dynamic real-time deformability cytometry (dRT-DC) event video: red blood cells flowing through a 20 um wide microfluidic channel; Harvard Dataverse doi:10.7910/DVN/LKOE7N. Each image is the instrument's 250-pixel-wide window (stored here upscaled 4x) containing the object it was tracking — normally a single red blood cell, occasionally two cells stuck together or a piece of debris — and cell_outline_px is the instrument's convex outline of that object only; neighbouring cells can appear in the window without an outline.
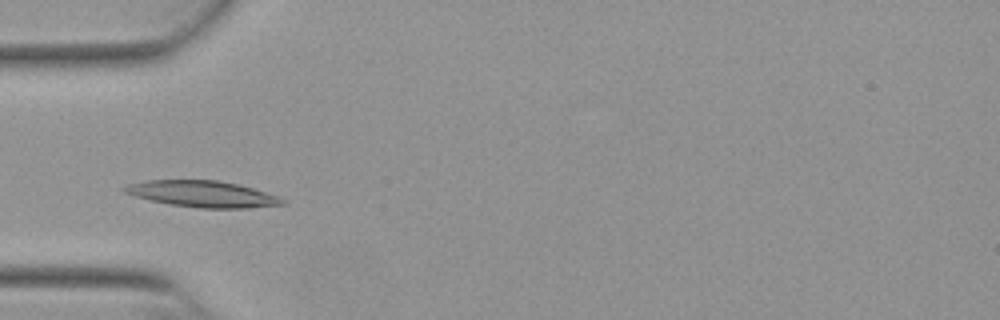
{"species": "Egyptian fruit bat (a non-hibernating species)", "species_latin": "Rousettus aegyptiacus", "temperature_condition": "warm", "stored_images_in_passage": 37, "camera_frame_rate_fps": 3000, "um_per_image_px": 0.085, "animal": {"sex": "female"}, "frame": {"image": 1, "passage_image": 9, "time_ms": 2.667, "image_size_px": [1000, 320], "cell_outline_px": [[288, 204], [248, 208], [200, 208], [168, 204], [136, 196], [124, 192], [120, 188], [132, 184], [148, 180], [216, 180], [236, 184], [252, 188], [280, 196]], "centroid_in_image_um": [17.26, 16.49], "position_along_channel_um": 67.7, "area_um2": 24.04}}
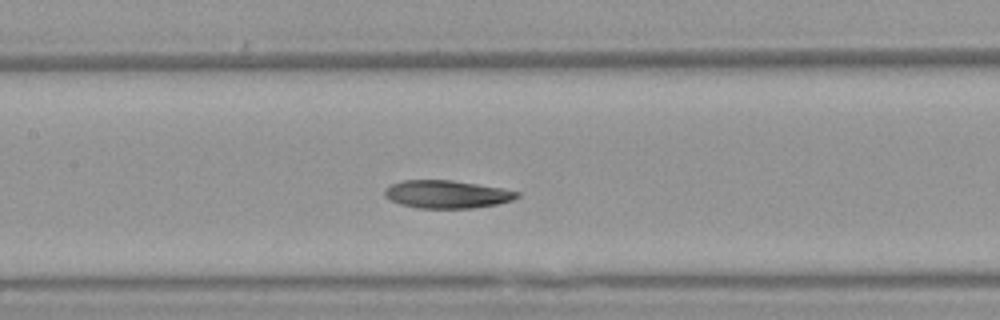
{"frame": {"image": 2, "passage_image": 17, "time_ms": 5.333, "image_size_px": [1000, 320], "cell_outline_px": [[520, 196], [512, 200], [496, 204], [472, 208], [416, 208], [400, 204], [384, 196], [384, 188], [392, 184], [404, 180], [452, 180], [500, 188], [520, 192]], "centroid_in_image_um": [37.96, 16.51], "position_along_channel_um": 169.4, "area_um2": 21.39}}
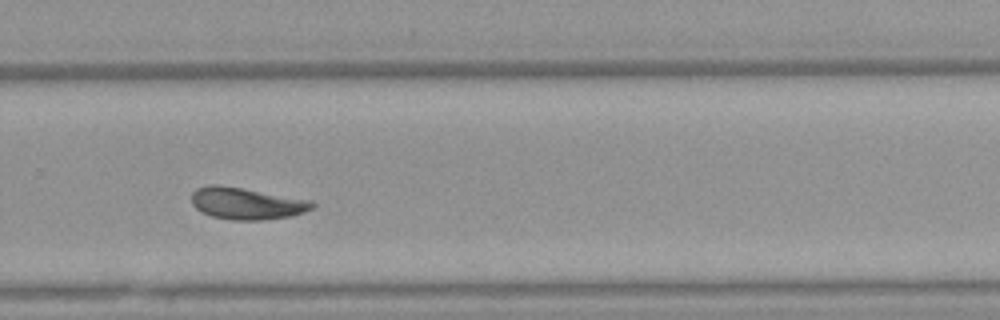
{"frame": {"image": 3, "passage_image": 28, "time_ms": 9.0, "image_size_px": [1000, 320], "cell_outline_px": [[316, 204], [312, 208], [304, 212], [292, 216], [260, 220], [232, 220], [212, 216], [200, 212], [192, 204], [192, 192], [196, 188], [208, 184], [220, 184], [312, 200]], "centroid_in_image_um": [20.94, 17.28], "position_along_channel_um": 308.9, "area_um2": 22.6}, "authors_computed_cell_mechanics": {"area_um2": 21.9062, "velocity_mm_per_s": 3.8135, "shape_relaxation_time_tau1_ms": 3.9524, "shape_relaxation_time_tau2_ms": 5.6673, "deformation_change_tau1": 0.1529, "deformation_change_tau2": 0.1142}}